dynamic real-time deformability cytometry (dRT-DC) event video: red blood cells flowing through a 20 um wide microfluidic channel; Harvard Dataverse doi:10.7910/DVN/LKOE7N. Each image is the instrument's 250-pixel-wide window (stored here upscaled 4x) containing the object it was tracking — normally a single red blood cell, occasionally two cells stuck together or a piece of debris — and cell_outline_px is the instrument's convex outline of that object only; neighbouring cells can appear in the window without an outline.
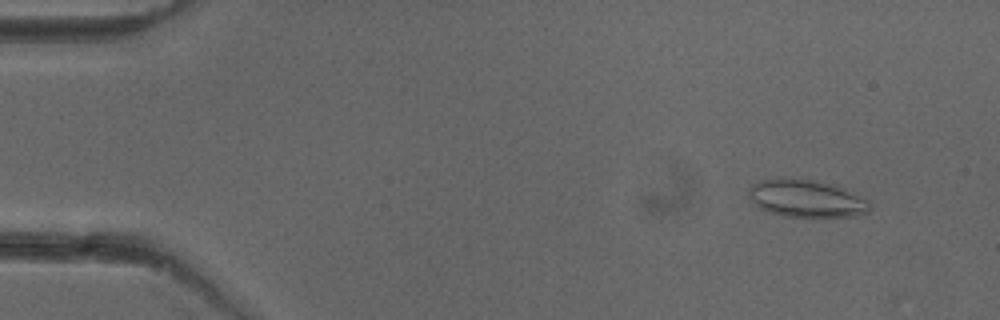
{"species": "common noctule bat (a hibernating species)", "species_latin": "Nyctalus noctula", "temperature_condition": "cold", "stored_images_in_passage": 50, "camera_frame_rate_fps": 3000, "um_per_image_px": 0.085, "animal": {"sex": "female"}, "frame": {"image": 1, "passage_image": 5, "time_ms": 1.333, "image_size_px": [1000, 320], "cell_outline_px": [[872, 208], [868, 212], [852, 216], [784, 216], [760, 208], [752, 200], [748, 192], [752, 184], [760, 180], [780, 176], [816, 180], [832, 184], [844, 188], [864, 196], [872, 204]], "centroid_in_image_um": [68.58, 16.83], "position_along_channel_um": 16.4, "area_um2": 26.7}}
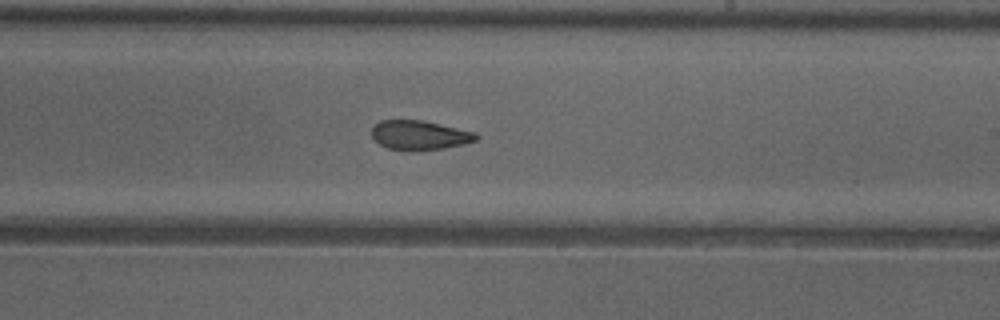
{"frame": {"image": 2, "passage_image": 31, "time_ms": 10.0, "image_size_px": [1000, 320], "cell_outline_px": [[480, 136], [476, 140], [464, 144], [444, 148], [388, 148], [380, 144], [372, 136], [372, 128], [380, 120], [424, 120], [476, 132]], "centroid_in_image_um": [35.71, 11.44], "position_along_channel_um": 253.3, "area_um2": 17.28}}
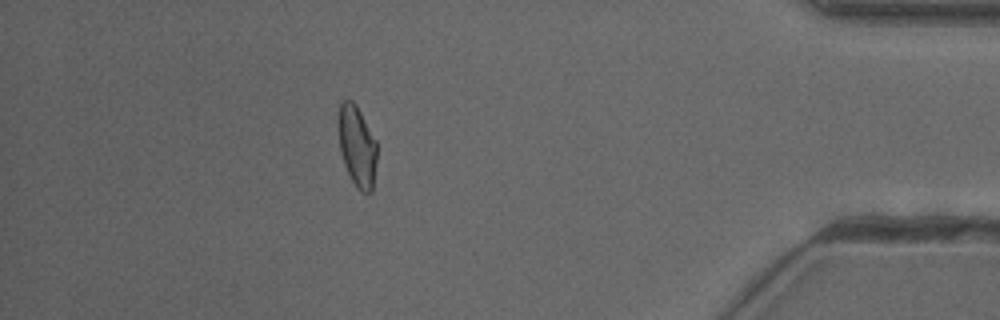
{"frame": {"image": 3, "passage_image": 46, "time_ms": 15.0, "image_size_px": [1000, 320], "cell_outline_px": [[376, 164], [372, 192], [364, 192], [356, 188], [344, 164], [340, 152], [340, 104], [344, 100], [352, 100], [356, 104], [376, 140]], "centroid_in_image_um": [30.38, 12.46], "position_along_channel_um": 404.8, "area_um2": 17.74}, "authors_computed_cell_mechanics": {"area_um2": 19.1896, "velocity_mm_per_s": 3.9833, "shape_relaxation_time_tau1_ms": null, "shape_relaxation_time_tau2_ms": 1.8169, "deformation_change_tau1": null, "deformation_change_tau2": 0.0737}}